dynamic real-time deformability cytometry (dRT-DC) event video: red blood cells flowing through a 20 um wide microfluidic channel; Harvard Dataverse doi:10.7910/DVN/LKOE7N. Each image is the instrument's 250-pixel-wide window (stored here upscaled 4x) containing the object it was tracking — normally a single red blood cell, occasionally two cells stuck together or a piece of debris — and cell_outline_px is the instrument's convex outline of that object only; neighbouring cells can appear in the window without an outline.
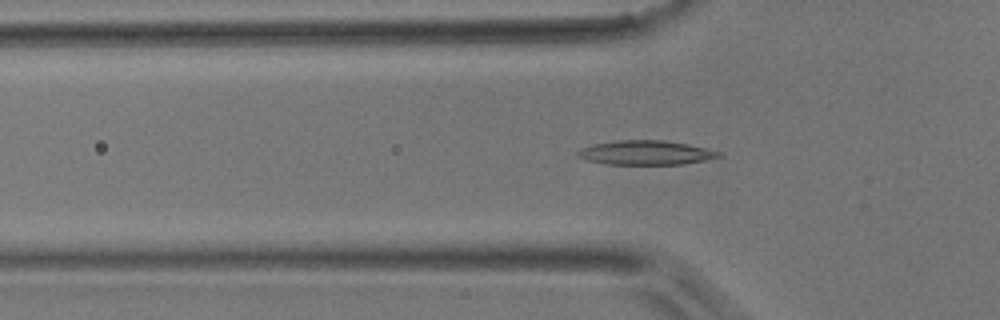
{"species": "common noctule bat (a hibernating species)", "species_latin": "Nyctalus noctula", "temperature_condition": "room temperature", "stored_images_in_passage": 41, "camera_frame_rate_fps": 3000, "um_per_image_px": 0.085, "animal": {"sex": "male", "body_mass_g": 17.9}, "frame": {"image": 1, "passage_image": 7, "time_ms": 2.0, "image_size_px": [1000, 320], "cell_outline_px": [[724, 156], [684, 164], [608, 164], [588, 160], [576, 156], [576, 152], [580, 148], [592, 144], [616, 140], [664, 140], [688, 144], [708, 148], [720, 152]], "centroid_in_image_um": [54.89, 12.97], "position_along_channel_um": 70.9, "area_um2": 20.06}}
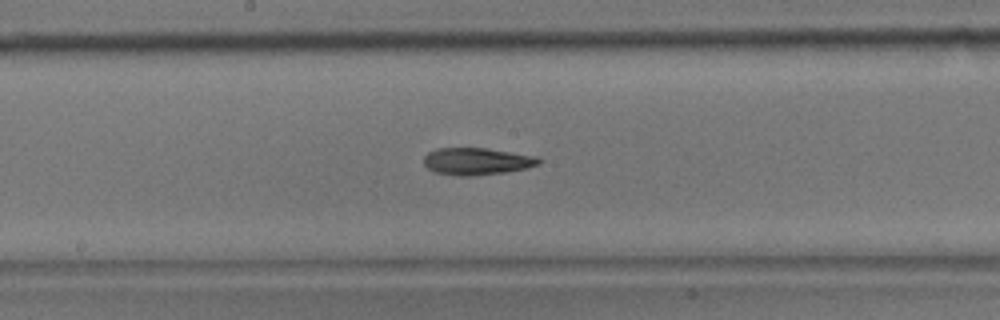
{"frame": {"image": 2, "passage_image": 17, "time_ms": 5.333, "image_size_px": [1000, 320], "cell_outline_px": [[544, 160], [540, 164], [524, 168], [504, 172], [472, 176], [460, 176], [436, 172], [428, 168], [424, 164], [424, 156], [428, 152], [436, 148], [488, 148], [540, 156]], "centroid_in_image_um": [40.58, 13.69], "position_along_channel_um": 207.6, "area_um2": 18.32}}
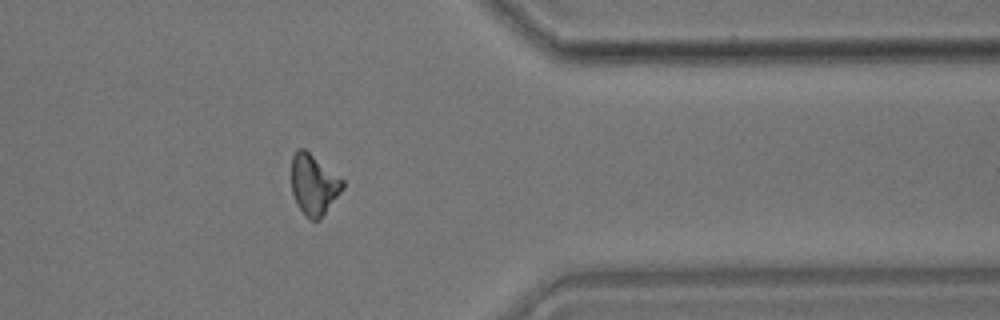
{"frame": {"image": 3, "passage_image": 31, "time_ms": 10.0, "image_size_px": [1000, 320], "cell_outline_px": [[344, 188], [320, 220], [312, 220], [304, 216], [292, 192], [292, 156], [300, 148], [304, 148], [344, 180]], "centroid_in_image_um": [26.69, 15.71], "position_along_channel_um": 384.7, "area_um2": 17.92}}